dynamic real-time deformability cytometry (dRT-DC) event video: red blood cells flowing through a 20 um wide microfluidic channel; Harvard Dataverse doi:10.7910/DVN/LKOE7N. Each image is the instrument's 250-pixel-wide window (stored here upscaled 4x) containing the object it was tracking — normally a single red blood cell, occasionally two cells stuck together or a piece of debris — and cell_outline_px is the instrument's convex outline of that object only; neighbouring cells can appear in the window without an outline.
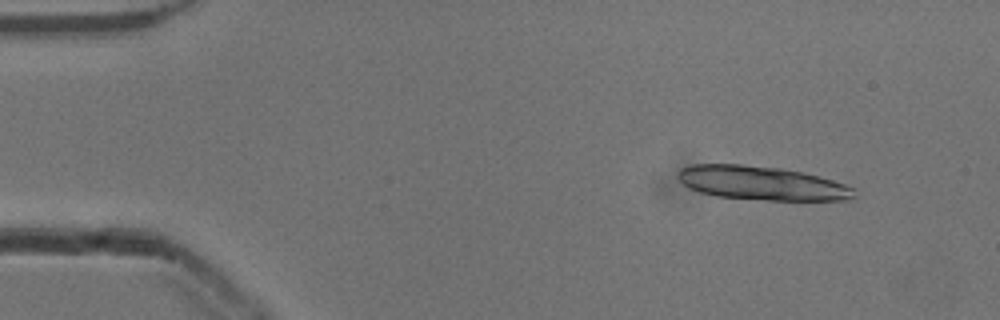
{"species": "common noctule bat (a hibernating species)", "species_latin": "Nyctalus noctula", "temperature_condition": "cold", "stored_images_in_passage": 11, "camera_frame_rate_fps": 3000, "um_per_image_px": 0.085, "animal": {"sex": "male", "body_mass_g": 13.3}, "frame": {"image": 1, "passage_image": 6, "time_ms": 1.667, "image_size_px": [1000, 320], "cell_outline_px": [[856, 188], [852, 200], [764, 200], [716, 196], [700, 192], [688, 188], [676, 176], [676, 172], [680, 168], [692, 164], [740, 164], [780, 168], [800, 172], [832, 180]], "centroid_in_image_um": [64.71, 15.57], "position_along_channel_um": 20.3, "area_um2": 34.8}}